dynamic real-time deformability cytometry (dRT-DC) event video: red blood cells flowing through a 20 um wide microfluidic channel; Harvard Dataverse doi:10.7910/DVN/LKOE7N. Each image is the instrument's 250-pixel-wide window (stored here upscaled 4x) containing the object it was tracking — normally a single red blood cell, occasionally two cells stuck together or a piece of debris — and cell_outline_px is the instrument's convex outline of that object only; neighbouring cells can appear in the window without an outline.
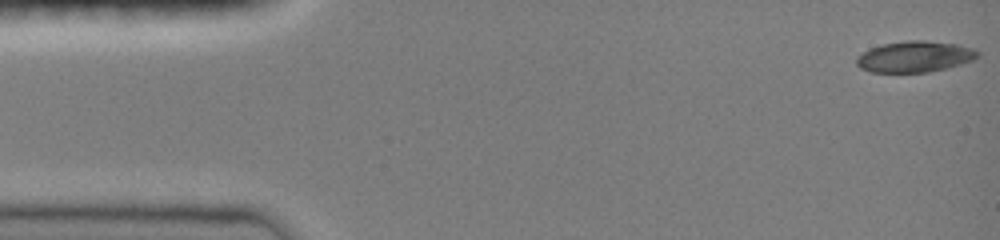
{"species": "common noctule bat (a hibernating species)", "species_latin": "Nyctalus noctula", "temperature_condition": "room temperature", "stored_images_in_passage": 44, "camera_frame_rate_fps": 3000, "um_per_image_px": 0.085, "animal": {"sex": "female", "body_mass_g": 19.0, "forearm_length_mm": 51.5}, "frame": {"image": 1, "passage_image": 1, "time_ms": 0.0, "image_size_px": [1000, 240], "cell_outline_px": [[980, 56], [972, 60], [960, 64], [928, 72], [872, 72], [860, 68], [856, 64], [856, 56], [872, 48], [884, 44], [908, 40], [924, 40], [956, 44], [972, 48], [980, 52]], "centroid_in_image_um": [77.75, 4.81], "position_along_channel_um": 7.2, "area_um2": 21.73}}
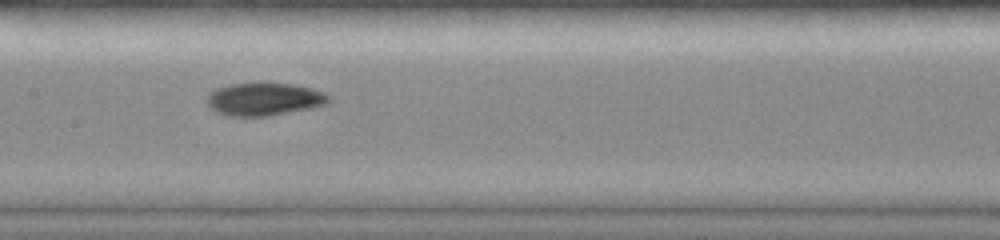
{"frame": {"image": 2, "passage_image": 22, "time_ms": 7.0, "image_size_px": [1000, 240], "cell_outline_px": [[332, 100], [328, 104], [312, 108], [268, 116], [232, 116], [216, 112], [208, 104], [208, 96], [212, 92], [220, 88], [232, 84], [292, 84], [312, 88], [324, 92], [332, 96]], "centroid_in_image_um": [22.56, 8.45], "position_along_channel_um": 184.8, "area_um2": 22.95}}
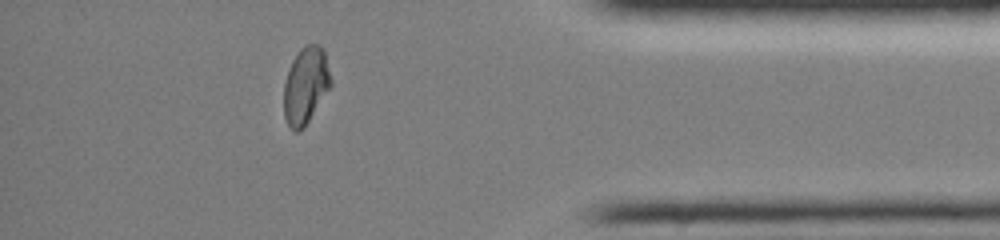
{"frame": {"image": 3, "passage_image": 38, "time_ms": 12.333, "image_size_px": [1000, 240], "cell_outline_px": [[332, 84], [304, 128], [300, 132], [296, 132], [288, 124], [284, 116], [284, 84], [288, 68], [292, 60], [300, 48], [304, 44], [320, 44], [324, 48], [332, 80]], "centroid_in_image_um": [25.99, 7.23], "position_along_channel_um": 409.2, "area_um2": 21.27}, "authors_computed_cell_mechanics": {"area_um2": 22.1374, "velocity_mm_per_s": 4.0759, "shape_relaxation_time_tau1_ms": 11.3753, "shape_relaxation_time_tau2_ms": 2.0948, "deformation_change_tau1": 0.3276, "deformation_change_tau2": 0.0446}}